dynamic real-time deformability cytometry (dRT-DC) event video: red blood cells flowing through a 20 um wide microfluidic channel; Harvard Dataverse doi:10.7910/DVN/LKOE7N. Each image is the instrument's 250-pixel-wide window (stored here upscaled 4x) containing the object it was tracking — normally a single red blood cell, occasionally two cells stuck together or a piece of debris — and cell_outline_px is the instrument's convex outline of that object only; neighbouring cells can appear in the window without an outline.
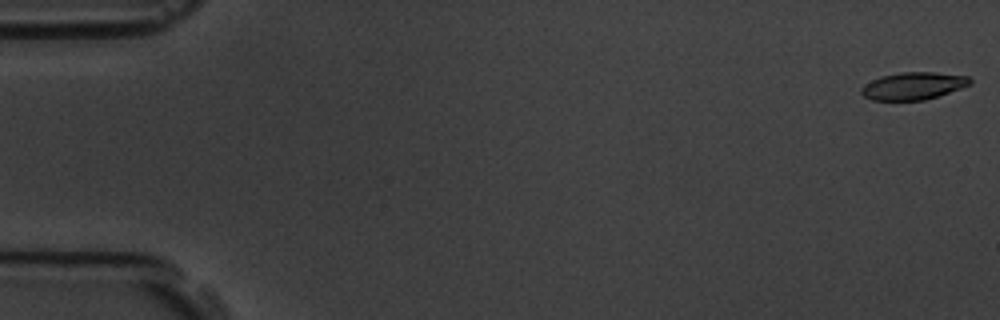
{"species": "common noctule bat (a hibernating species)", "species_latin": "Nyctalus noctula", "temperature_condition": "room temperature", "stored_images_in_passage": 14, "camera_frame_rate_fps": 3000, "um_per_image_px": 0.085, "animal": {"sex": "male", "body_mass_g": 19.5, "forearm_length_mm": 54.6}, "frame": {"image": 1, "passage_image": 1, "time_ms": 0.0, "image_size_px": [1000, 320], "cell_outline_px": [[972, 84], [924, 100], [872, 100], [864, 96], [860, 92], [860, 88], [864, 84], [880, 76], [900, 72], [932, 72], [968, 76], [972, 80]], "centroid_in_image_um": [77.6, 7.29], "position_along_channel_um": 7.4, "area_um2": 17.28}}